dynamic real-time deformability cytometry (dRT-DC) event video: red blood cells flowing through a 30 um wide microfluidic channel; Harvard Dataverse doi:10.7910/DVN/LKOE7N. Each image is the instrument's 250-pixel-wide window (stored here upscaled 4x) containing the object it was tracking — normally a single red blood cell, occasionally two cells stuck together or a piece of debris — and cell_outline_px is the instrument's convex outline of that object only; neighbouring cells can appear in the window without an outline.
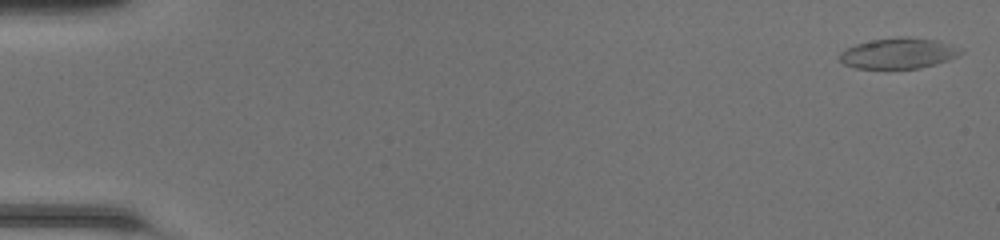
{"species": "common noctule bat (a hibernating species)", "species_latin": "Nyctalus noctula", "temperature_condition": "room temperature", "stored_images_in_passage": 49, "camera_frame_rate_fps": 3000, "um_per_image_px": 0.085, "animal": {"sex": "female", "body_mass_g": 20.0, "forearm_length_mm": 54.0}, "frame": {"image": 1, "passage_image": 1, "time_ms": 0.0, "image_size_px": [1000, 240], "cell_outline_px": [[964, 52], [948, 60], [936, 64], [920, 68], [856, 68], [844, 64], [840, 60], [840, 52], [856, 44], [872, 40], [900, 36], [908, 36], [936, 40], [964, 48]], "centroid_in_image_um": [76.42, 4.52], "position_along_channel_um": 8.6, "area_um2": 21.68}}
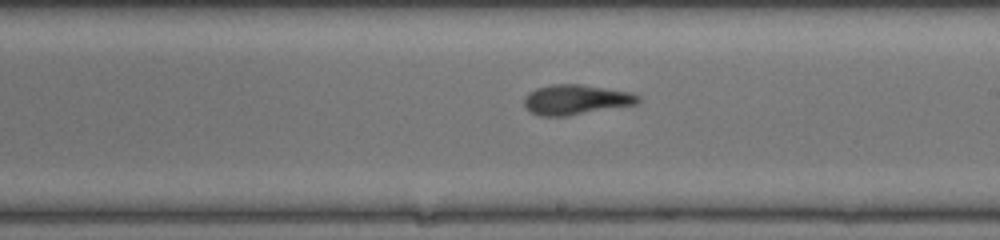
{"frame": {"image": 2, "passage_image": 29, "time_ms": 9.333, "image_size_px": [1000, 240], "cell_outline_px": [[640, 104], [568, 116], [540, 116], [524, 108], [524, 96], [528, 92], [536, 88], [552, 84], [580, 84], [632, 92], [640, 96]], "centroid_in_image_um": [48.97, 8.47], "position_along_channel_um": 240.0, "area_um2": 20.29}}
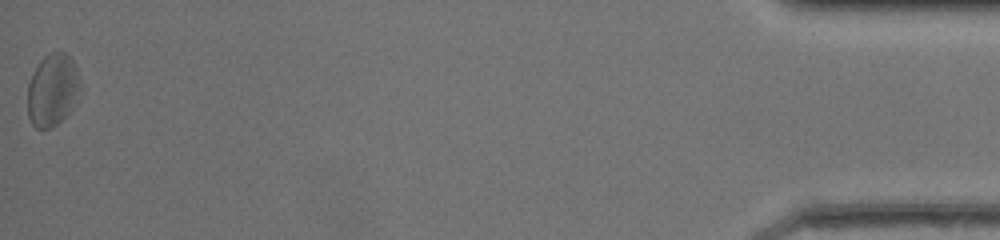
{"frame": {"image": 3, "passage_image": 49, "time_ms": 16.0, "image_size_px": [1000, 240], "cell_outline_px": [[80, 92], [72, 108], [56, 124], [48, 128], [36, 128], [32, 124], [28, 116], [28, 84], [40, 60], [44, 56], [52, 52], [64, 52], [72, 60], [80, 76]], "centroid_in_image_um": [4.47, 7.64], "position_along_channel_um": 430.7, "area_um2": 21.96}, "authors_computed_cell_mechanics": {"area_um2": 20.6924, "velocity_mm_per_s": 4.2667, "shape_relaxation_time_tau1_ms": 3.6098, "shape_relaxation_time_tau2_ms": 4.3316, "deformation_change_tau1": 0.116, "deformation_change_tau2": 0.1562}}